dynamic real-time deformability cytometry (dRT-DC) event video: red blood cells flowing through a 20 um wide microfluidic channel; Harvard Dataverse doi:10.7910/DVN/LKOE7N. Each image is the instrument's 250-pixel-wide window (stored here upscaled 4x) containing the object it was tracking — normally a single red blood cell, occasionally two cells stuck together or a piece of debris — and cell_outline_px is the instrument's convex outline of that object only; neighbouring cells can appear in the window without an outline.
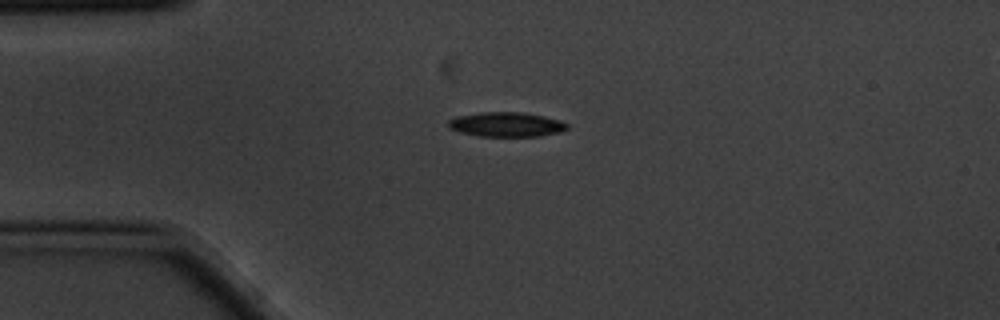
{"species": "common noctule bat (a hibernating species)", "species_latin": "Nyctalus noctula", "temperature_condition": "cold", "stored_images_in_passage": 4, "segment_of_instrument_passage": [1, 2], "camera_frame_rate_fps": 3000, "um_per_image_px": 0.085, "animal": {"sex": "male", "body_mass_g": 20.1, "forearm_length_mm": 53.5}, "frame": {"image": 1, "passage_image": 3, "time_ms": 0.667, "image_size_px": [1000, 320], "cell_outline_px": [[572, 128], [560, 132], [540, 136], [480, 136], [460, 132], [448, 128], [448, 120], [456, 116], [480, 112], [524, 112], [544, 116], [560, 120], [568, 124]], "centroid_in_image_um": [43.07, 10.57], "position_along_channel_um": 41.9, "area_um2": 17.22}}